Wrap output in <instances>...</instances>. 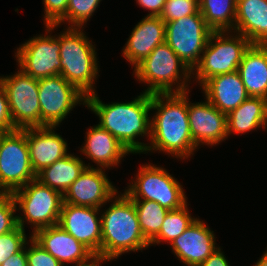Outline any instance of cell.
I'll return each instance as SVG.
<instances>
[{
    "label": "cell",
    "mask_w": 267,
    "mask_h": 266,
    "mask_svg": "<svg viewBox=\"0 0 267 266\" xmlns=\"http://www.w3.org/2000/svg\"><path fill=\"white\" fill-rule=\"evenodd\" d=\"M215 235L199 218L170 244L176 257L187 266H199L218 247Z\"/></svg>",
    "instance_id": "cell-17"
},
{
    "label": "cell",
    "mask_w": 267,
    "mask_h": 266,
    "mask_svg": "<svg viewBox=\"0 0 267 266\" xmlns=\"http://www.w3.org/2000/svg\"><path fill=\"white\" fill-rule=\"evenodd\" d=\"M138 5L150 10V16H160L163 11L166 0H137Z\"/></svg>",
    "instance_id": "cell-37"
},
{
    "label": "cell",
    "mask_w": 267,
    "mask_h": 266,
    "mask_svg": "<svg viewBox=\"0 0 267 266\" xmlns=\"http://www.w3.org/2000/svg\"><path fill=\"white\" fill-rule=\"evenodd\" d=\"M40 127H57L86 96L60 74L38 79Z\"/></svg>",
    "instance_id": "cell-12"
},
{
    "label": "cell",
    "mask_w": 267,
    "mask_h": 266,
    "mask_svg": "<svg viewBox=\"0 0 267 266\" xmlns=\"http://www.w3.org/2000/svg\"><path fill=\"white\" fill-rule=\"evenodd\" d=\"M114 198L110 207L101 214V255L112 260L123 253L150 246L141 231L132 199L125 192L118 196L116 193Z\"/></svg>",
    "instance_id": "cell-3"
},
{
    "label": "cell",
    "mask_w": 267,
    "mask_h": 266,
    "mask_svg": "<svg viewBox=\"0 0 267 266\" xmlns=\"http://www.w3.org/2000/svg\"><path fill=\"white\" fill-rule=\"evenodd\" d=\"M31 237L63 266L68 262L75 264L85 262L94 255L58 224L37 230Z\"/></svg>",
    "instance_id": "cell-19"
},
{
    "label": "cell",
    "mask_w": 267,
    "mask_h": 266,
    "mask_svg": "<svg viewBox=\"0 0 267 266\" xmlns=\"http://www.w3.org/2000/svg\"><path fill=\"white\" fill-rule=\"evenodd\" d=\"M165 168L146 164L139 168L136 179L124 192L132 200L155 201L167 210L181 208L187 203L184 189Z\"/></svg>",
    "instance_id": "cell-9"
},
{
    "label": "cell",
    "mask_w": 267,
    "mask_h": 266,
    "mask_svg": "<svg viewBox=\"0 0 267 266\" xmlns=\"http://www.w3.org/2000/svg\"><path fill=\"white\" fill-rule=\"evenodd\" d=\"M254 266H267V250Z\"/></svg>",
    "instance_id": "cell-41"
},
{
    "label": "cell",
    "mask_w": 267,
    "mask_h": 266,
    "mask_svg": "<svg viewBox=\"0 0 267 266\" xmlns=\"http://www.w3.org/2000/svg\"><path fill=\"white\" fill-rule=\"evenodd\" d=\"M80 27H68L60 33V75L86 97L95 93L98 75L95 47Z\"/></svg>",
    "instance_id": "cell-4"
},
{
    "label": "cell",
    "mask_w": 267,
    "mask_h": 266,
    "mask_svg": "<svg viewBox=\"0 0 267 266\" xmlns=\"http://www.w3.org/2000/svg\"><path fill=\"white\" fill-rule=\"evenodd\" d=\"M188 93L151 94V110L157 112L151 119V146H147L146 153L159 150L181 159L194 155L197 146L189 126Z\"/></svg>",
    "instance_id": "cell-1"
},
{
    "label": "cell",
    "mask_w": 267,
    "mask_h": 266,
    "mask_svg": "<svg viewBox=\"0 0 267 266\" xmlns=\"http://www.w3.org/2000/svg\"><path fill=\"white\" fill-rule=\"evenodd\" d=\"M26 249L28 266H63L52 254L40 246L32 237Z\"/></svg>",
    "instance_id": "cell-34"
},
{
    "label": "cell",
    "mask_w": 267,
    "mask_h": 266,
    "mask_svg": "<svg viewBox=\"0 0 267 266\" xmlns=\"http://www.w3.org/2000/svg\"><path fill=\"white\" fill-rule=\"evenodd\" d=\"M17 205L12 193H0V235L14 230L17 224Z\"/></svg>",
    "instance_id": "cell-33"
},
{
    "label": "cell",
    "mask_w": 267,
    "mask_h": 266,
    "mask_svg": "<svg viewBox=\"0 0 267 266\" xmlns=\"http://www.w3.org/2000/svg\"><path fill=\"white\" fill-rule=\"evenodd\" d=\"M101 0H68L66 14L56 23L46 26L47 33L58 27L64 21L69 23L70 27H80L89 20ZM71 23V25H70Z\"/></svg>",
    "instance_id": "cell-30"
},
{
    "label": "cell",
    "mask_w": 267,
    "mask_h": 266,
    "mask_svg": "<svg viewBox=\"0 0 267 266\" xmlns=\"http://www.w3.org/2000/svg\"><path fill=\"white\" fill-rule=\"evenodd\" d=\"M100 208L63 204L58 225L81 242L93 254L101 255ZM98 217V218H97Z\"/></svg>",
    "instance_id": "cell-15"
},
{
    "label": "cell",
    "mask_w": 267,
    "mask_h": 266,
    "mask_svg": "<svg viewBox=\"0 0 267 266\" xmlns=\"http://www.w3.org/2000/svg\"><path fill=\"white\" fill-rule=\"evenodd\" d=\"M86 135V143L80 151L97 163L98 168L110 169L130 153L111 133L98 124L90 128Z\"/></svg>",
    "instance_id": "cell-23"
},
{
    "label": "cell",
    "mask_w": 267,
    "mask_h": 266,
    "mask_svg": "<svg viewBox=\"0 0 267 266\" xmlns=\"http://www.w3.org/2000/svg\"><path fill=\"white\" fill-rule=\"evenodd\" d=\"M14 130H16V128L11 119L9 103L3 84L0 81V132H10Z\"/></svg>",
    "instance_id": "cell-36"
},
{
    "label": "cell",
    "mask_w": 267,
    "mask_h": 266,
    "mask_svg": "<svg viewBox=\"0 0 267 266\" xmlns=\"http://www.w3.org/2000/svg\"><path fill=\"white\" fill-rule=\"evenodd\" d=\"M59 52L60 35H39L20 45L15 57L25 74L40 79L60 74Z\"/></svg>",
    "instance_id": "cell-13"
},
{
    "label": "cell",
    "mask_w": 267,
    "mask_h": 266,
    "mask_svg": "<svg viewBox=\"0 0 267 266\" xmlns=\"http://www.w3.org/2000/svg\"><path fill=\"white\" fill-rule=\"evenodd\" d=\"M112 259L105 258L102 255L94 254L87 261L82 263H77L76 266H101L100 262L110 261Z\"/></svg>",
    "instance_id": "cell-40"
},
{
    "label": "cell",
    "mask_w": 267,
    "mask_h": 266,
    "mask_svg": "<svg viewBox=\"0 0 267 266\" xmlns=\"http://www.w3.org/2000/svg\"><path fill=\"white\" fill-rule=\"evenodd\" d=\"M188 120L194 144L217 145L227 135V115L219 111L207 99L205 102L189 103Z\"/></svg>",
    "instance_id": "cell-16"
},
{
    "label": "cell",
    "mask_w": 267,
    "mask_h": 266,
    "mask_svg": "<svg viewBox=\"0 0 267 266\" xmlns=\"http://www.w3.org/2000/svg\"><path fill=\"white\" fill-rule=\"evenodd\" d=\"M134 73L140 82L149 85L145 90L149 94L190 91L187 87L192 71L166 42L158 45L148 57L138 63L134 67ZM182 78L183 80H181ZM173 85H177L175 89H172Z\"/></svg>",
    "instance_id": "cell-5"
},
{
    "label": "cell",
    "mask_w": 267,
    "mask_h": 266,
    "mask_svg": "<svg viewBox=\"0 0 267 266\" xmlns=\"http://www.w3.org/2000/svg\"><path fill=\"white\" fill-rule=\"evenodd\" d=\"M118 193L102 168L87 167L63 195V204L101 208Z\"/></svg>",
    "instance_id": "cell-14"
},
{
    "label": "cell",
    "mask_w": 267,
    "mask_h": 266,
    "mask_svg": "<svg viewBox=\"0 0 267 266\" xmlns=\"http://www.w3.org/2000/svg\"><path fill=\"white\" fill-rule=\"evenodd\" d=\"M228 33L225 31L211 33L199 63L192 70L200 86L214 76L238 71L243 55L251 42L242 34L229 36Z\"/></svg>",
    "instance_id": "cell-6"
},
{
    "label": "cell",
    "mask_w": 267,
    "mask_h": 266,
    "mask_svg": "<svg viewBox=\"0 0 267 266\" xmlns=\"http://www.w3.org/2000/svg\"><path fill=\"white\" fill-rule=\"evenodd\" d=\"M0 266H28L26 256V246H24L19 252L10 256Z\"/></svg>",
    "instance_id": "cell-39"
},
{
    "label": "cell",
    "mask_w": 267,
    "mask_h": 266,
    "mask_svg": "<svg viewBox=\"0 0 267 266\" xmlns=\"http://www.w3.org/2000/svg\"><path fill=\"white\" fill-rule=\"evenodd\" d=\"M267 99L262 97L247 98L235 110L227 114V135L246 133L258 129H266Z\"/></svg>",
    "instance_id": "cell-25"
},
{
    "label": "cell",
    "mask_w": 267,
    "mask_h": 266,
    "mask_svg": "<svg viewBox=\"0 0 267 266\" xmlns=\"http://www.w3.org/2000/svg\"><path fill=\"white\" fill-rule=\"evenodd\" d=\"M26 240L25 230L20 226L0 235V265L28 244Z\"/></svg>",
    "instance_id": "cell-32"
},
{
    "label": "cell",
    "mask_w": 267,
    "mask_h": 266,
    "mask_svg": "<svg viewBox=\"0 0 267 266\" xmlns=\"http://www.w3.org/2000/svg\"><path fill=\"white\" fill-rule=\"evenodd\" d=\"M198 11L199 0H166L160 17L166 23L196 14Z\"/></svg>",
    "instance_id": "cell-31"
},
{
    "label": "cell",
    "mask_w": 267,
    "mask_h": 266,
    "mask_svg": "<svg viewBox=\"0 0 267 266\" xmlns=\"http://www.w3.org/2000/svg\"><path fill=\"white\" fill-rule=\"evenodd\" d=\"M195 219L189 214L187 203L179 209L169 210L162 223L160 232L150 241V245L159 244L161 241L171 244L175 238L183 234Z\"/></svg>",
    "instance_id": "cell-29"
},
{
    "label": "cell",
    "mask_w": 267,
    "mask_h": 266,
    "mask_svg": "<svg viewBox=\"0 0 267 266\" xmlns=\"http://www.w3.org/2000/svg\"><path fill=\"white\" fill-rule=\"evenodd\" d=\"M199 266H230L228 261L221 251V248L218 247L203 263Z\"/></svg>",
    "instance_id": "cell-38"
},
{
    "label": "cell",
    "mask_w": 267,
    "mask_h": 266,
    "mask_svg": "<svg viewBox=\"0 0 267 266\" xmlns=\"http://www.w3.org/2000/svg\"><path fill=\"white\" fill-rule=\"evenodd\" d=\"M85 105L99 117L98 125L111 133L130 153L146 151L147 145L135 139L150 136L151 94L143 92L127 103L104 104L95 92L86 97Z\"/></svg>",
    "instance_id": "cell-2"
},
{
    "label": "cell",
    "mask_w": 267,
    "mask_h": 266,
    "mask_svg": "<svg viewBox=\"0 0 267 266\" xmlns=\"http://www.w3.org/2000/svg\"><path fill=\"white\" fill-rule=\"evenodd\" d=\"M34 179L27 128L0 132V193H13Z\"/></svg>",
    "instance_id": "cell-8"
},
{
    "label": "cell",
    "mask_w": 267,
    "mask_h": 266,
    "mask_svg": "<svg viewBox=\"0 0 267 266\" xmlns=\"http://www.w3.org/2000/svg\"><path fill=\"white\" fill-rule=\"evenodd\" d=\"M23 217L17 216V224L24 230V223L33 225L32 234L37 230L58 224L63 205V195L34 179L12 193ZM25 220V221H24Z\"/></svg>",
    "instance_id": "cell-7"
},
{
    "label": "cell",
    "mask_w": 267,
    "mask_h": 266,
    "mask_svg": "<svg viewBox=\"0 0 267 266\" xmlns=\"http://www.w3.org/2000/svg\"><path fill=\"white\" fill-rule=\"evenodd\" d=\"M45 25L56 24L67 11L68 0H43Z\"/></svg>",
    "instance_id": "cell-35"
},
{
    "label": "cell",
    "mask_w": 267,
    "mask_h": 266,
    "mask_svg": "<svg viewBox=\"0 0 267 266\" xmlns=\"http://www.w3.org/2000/svg\"><path fill=\"white\" fill-rule=\"evenodd\" d=\"M87 167H90L89 164L86 166L81 158L68 154L40 171L36 179L64 195Z\"/></svg>",
    "instance_id": "cell-26"
},
{
    "label": "cell",
    "mask_w": 267,
    "mask_h": 266,
    "mask_svg": "<svg viewBox=\"0 0 267 266\" xmlns=\"http://www.w3.org/2000/svg\"><path fill=\"white\" fill-rule=\"evenodd\" d=\"M53 128L56 129L51 126L27 128V145L35 175L69 154L67 142Z\"/></svg>",
    "instance_id": "cell-18"
},
{
    "label": "cell",
    "mask_w": 267,
    "mask_h": 266,
    "mask_svg": "<svg viewBox=\"0 0 267 266\" xmlns=\"http://www.w3.org/2000/svg\"><path fill=\"white\" fill-rule=\"evenodd\" d=\"M213 31L198 11L165 23V42L192 71L199 63Z\"/></svg>",
    "instance_id": "cell-10"
},
{
    "label": "cell",
    "mask_w": 267,
    "mask_h": 266,
    "mask_svg": "<svg viewBox=\"0 0 267 266\" xmlns=\"http://www.w3.org/2000/svg\"><path fill=\"white\" fill-rule=\"evenodd\" d=\"M238 72L249 96L267 99V45L251 44Z\"/></svg>",
    "instance_id": "cell-24"
},
{
    "label": "cell",
    "mask_w": 267,
    "mask_h": 266,
    "mask_svg": "<svg viewBox=\"0 0 267 266\" xmlns=\"http://www.w3.org/2000/svg\"><path fill=\"white\" fill-rule=\"evenodd\" d=\"M235 32L251 44L267 45V0H237Z\"/></svg>",
    "instance_id": "cell-22"
},
{
    "label": "cell",
    "mask_w": 267,
    "mask_h": 266,
    "mask_svg": "<svg viewBox=\"0 0 267 266\" xmlns=\"http://www.w3.org/2000/svg\"><path fill=\"white\" fill-rule=\"evenodd\" d=\"M13 125L16 129L40 127L38 79L21 69L12 76L0 77Z\"/></svg>",
    "instance_id": "cell-11"
},
{
    "label": "cell",
    "mask_w": 267,
    "mask_h": 266,
    "mask_svg": "<svg viewBox=\"0 0 267 266\" xmlns=\"http://www.w3.org/2000/svg\"><path fill=\"white\" fill-rule=\"evenodd\" d=\"M237 0H199V12L213 32H232Z\"/></svg>",
    "instance_id": "cell-27"
},
{
    "label": "cell",
    "mask_w": 267,
    "mask_h": 266,
    "mask_svg": "<svg viewBox=\"0 0 267 266\" xmlns=\"http://www.w3.org/2000/svg\"><path fill=\"white\" fill-rule=\"evenodd\" d=\"M138 216L141 231L150 242L159 232L169 210L155 201L132 200Z\"/></svg>",
    "instance_id": "cell-28"
},
{
    "label": "cell",
    "mask_w": 267,
    "mask_h": 266,
    "mask_svg": "<svg viewBox=\"0 0 267 266\" xmlns=\"http://www.w3.org/2000/svg\"><path fill=\"white\" fill-rule=\"evenodd\" d=\"M164 42L165 22L160 16L147 15L133 28L122 50L123 56L135 67Z\"/></svg>",
    "instance_id": "cell-20"
},
{
    "label": "cell",
    "mask_w": 267,
    "mask_h": 266,
    "mask_svg": "<svg viewBox=\"0 0 267 266\" xmlns=\"http://www.w3.org/2000/svg\"><path fill=\"white\" fill-rule=\"evenodd\" d=\"M201 87L206 99L226 115L250 97L238 71L214 76Z\"/></svg>",
    "instance_id": "cell-21"
}]
</instances>
